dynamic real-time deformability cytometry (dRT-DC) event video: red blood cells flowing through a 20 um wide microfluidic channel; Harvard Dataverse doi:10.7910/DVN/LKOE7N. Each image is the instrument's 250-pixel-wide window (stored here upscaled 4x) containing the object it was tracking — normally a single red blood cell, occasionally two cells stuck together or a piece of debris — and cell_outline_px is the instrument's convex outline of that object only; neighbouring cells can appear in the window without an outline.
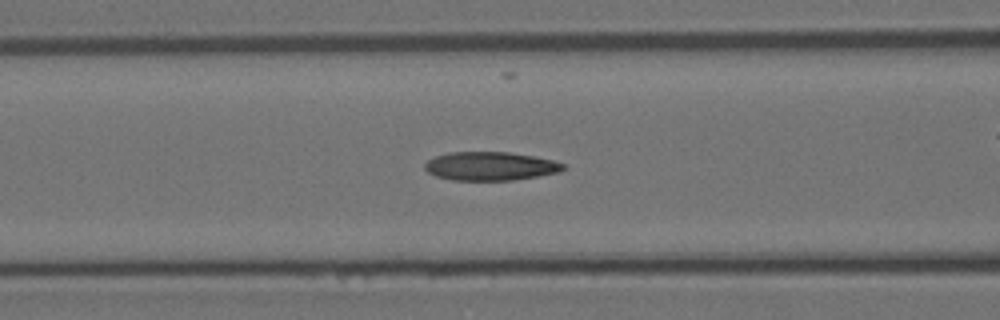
{"species": "Egyptian fruit bat (a non-hibernating species)", "species_latin": "Rousettus aegyptiacus", "temperature_condition": "room temperature", "stored_images_in_passage": 57, "camera_frame_rate_fps": 3000, "um_per_image_px": 0.085, "animal": {"sex": "female"}, "frame": {"image": 1, "passage_image": 23, "time_ms": 7.333, "image_size_px": [1000, 320], "cell_outline_px": [[568, 168], [560, 172], [512, 180], [452, 180], [436, 176], [428, 172], [424, 168], [424, 164], [428, 160], [436, 156], [448, 152], [508, 152], [532, 156], [552, 160], [564, 164]], "centroid_in_image_um": [41.67, 14.12], "position_along_channel_um": 124.9, "area_um2": 23.0}}
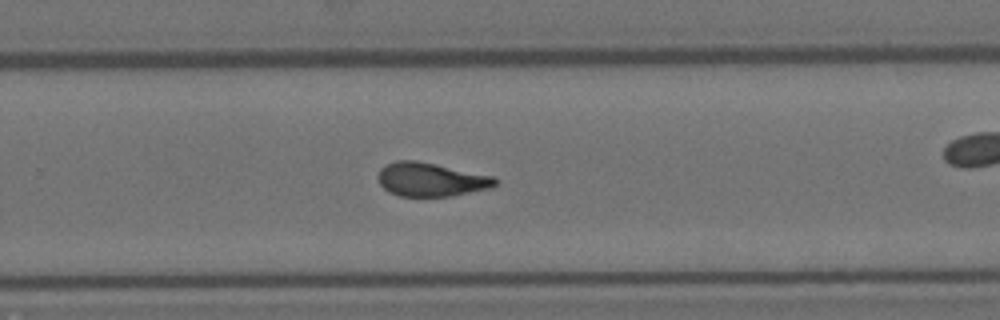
{"frame": {"image": 2, "passage_image": 37, "time_ms": 12.0, "image_size_px": [1000, 320], "cell_outline_px": [[500, 180], [496, 184], [488, 188], [452, 196], [400, 196], [388, 192], [380, 184], [376, 176], [380, 168], [384, 164], [396, 160], [416, 160], [496, 176]], "centroid_in_image_um": [36.61, 15.24], "position_along_channel_um": 293.2, "area_um2": 23.29}}
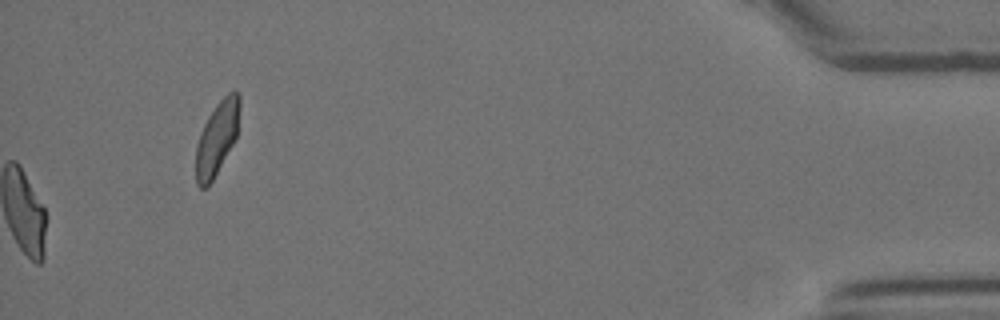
{"frame": {"image": 3, "passage_image": 57, "time_ms": 18.667, "image_size_px": [1000, 320], "cell_outline_px": [[240, 104], [236, 136], [232, 144], [208, 188], [200, 188], [196, 184], [196, 144], [200, 132], [208, 116], [216, 104], [228, 92], [236, 88], [240, 96]], "centroid_in_image_um": [18.43, 11.72], "position_along_channel_um": 416.8, "area_um2": 18.67}, "authors_computed_cell_mechanics": {"area_um2": 23.12, "velocity_mm_per_s": 3.6237, "shape_relaxation_time_tau1_ms": 9.8022, "shape_relaxation_time_tau2_ms": 2.363, "deformation_change_tau1": 0.2528, "deformation_change_tau2": 0.1063}}